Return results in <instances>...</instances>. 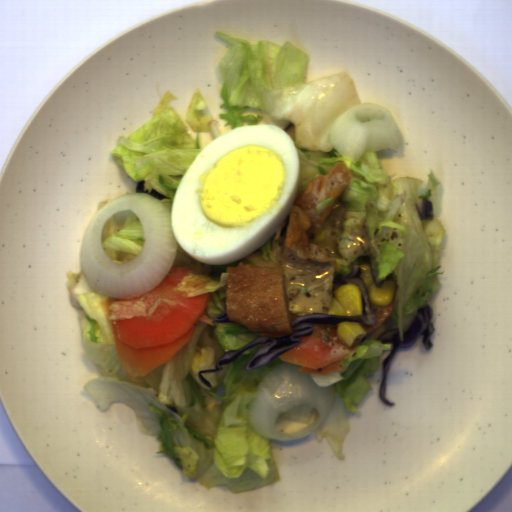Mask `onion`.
<instances>
[{"instance_id":"obj_2","label":"onion","mask_w":512,"mask_h":512,"mask_svg":"<svg viewBox=\"0 0 512 512\" xmlns=\"http://www.w3.org/2000/svg\"><path fill=\"white\" fill-rule=\"evenodd\" d=\"M300 368L285 361L266 373L256 386L247 414L257 436L284 442L310 436L332 411L337 397L335 382L344 378L338 371L307 374L299 373ZM304 404L315 407L309 424L279 416Z\"/></svg>"},{"instance_id":"obj_1","label":"onion","mask_w":512,"mask_h":512,"mask_svg":"<svg viewBox=\"0 0 512 512\" xmlns=\"http://www.w3.org/2000/svg\"><path fill=\"white\" fill-rule=\"evenodd\" d=\"M123 210L138 216L145 245L131 261L115 264L106 257L100 236L107 220ZM178 249L171 210L152 194L135 192L112 199L85 226L79 244V268L95 293L131 299L148 293L163 281L176 262Z\"/></svg>"},{"instance_id":"obj_3","label":"onion","mask_w":512,"mask_h":512,"mask_svg":"<svg viewBox=\"0 0 512 512\" xmlns=\"http://www.w3.org/2000/svg\"><path fill=\"white\" fill-rule=\"evenodd\" d=\"M331 143L351 162L366 152L398 149L400 136L390 110L380 104L360 103L350 107L332 124Z\"/></svg>"}]
</instances>
